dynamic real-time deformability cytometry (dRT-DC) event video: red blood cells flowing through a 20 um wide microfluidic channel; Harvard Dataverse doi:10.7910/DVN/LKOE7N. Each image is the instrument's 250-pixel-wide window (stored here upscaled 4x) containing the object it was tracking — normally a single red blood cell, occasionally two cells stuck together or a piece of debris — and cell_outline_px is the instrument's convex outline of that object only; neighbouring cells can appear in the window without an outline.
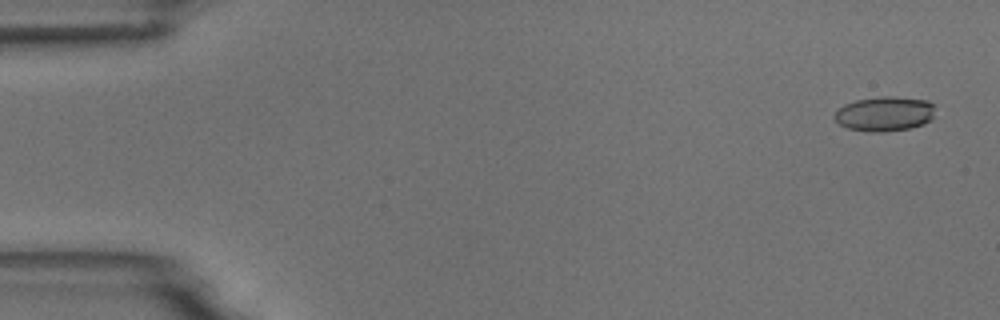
{"species": "common noctule bat (a hibernating species)", "species_latin": "Nyctalus noctula", "temperature_condition": "room temperature", "stored_images_in_passage": 4, "camera_frame_rate_fps": 3000, "um_per_image_px": 0.085, "animal": {"sex": "male", "body_mass_g": 18.8}, "frame": {"image": 1, "passage_image": 1, "time_ms": 0.0, "image_size_px": [1000, 320], "cell_outline_px": [[936, 104], [932, 120], [924, 124], [912, 128], [884, 132], [868, 132], [848, 128], [840, 124], [832, 116], [844, 104], [856, 100], [880, 96], [888, 96], [928, 100]], "centroid_in_image_um": [75.24, 9.68], "position_along_channel_um": 9.8, "area_um2": 20.63}}